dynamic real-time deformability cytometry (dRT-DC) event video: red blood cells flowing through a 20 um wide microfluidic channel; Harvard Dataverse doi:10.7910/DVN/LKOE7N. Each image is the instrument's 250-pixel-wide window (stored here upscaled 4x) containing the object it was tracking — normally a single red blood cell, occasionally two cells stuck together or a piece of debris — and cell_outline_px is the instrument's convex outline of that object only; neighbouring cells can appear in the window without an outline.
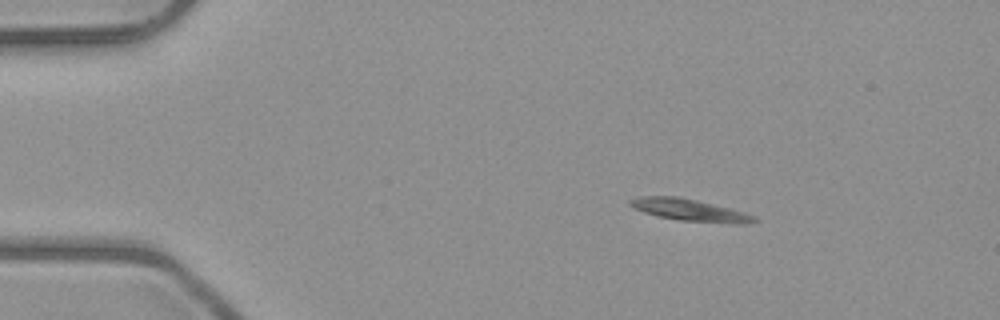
{"species": "common noctule bat (a hibernating species)", "species_latin": "Nyctalus noctula", "temperature_condition": "room temperature", "stored_images_in_passage": 3, "camera_frame_rate_fps": 3000, "um_per_image_px": 0.085, "animal": {"sex": "male", "body_mass_g": 23.1, "forearm_length_mm": 52.7}, "frame": {"image": 1, "passage_image": 2, "time_ms": 1.0, "image_size_px": [1000, 320], "cell_outline_px": [[760, 220], [744, 224], [740, 224], [680, 220], [660, 216], [644, 212], [628, 204], [628, 200], [640, 196], [680, 196], [744, 212], [756, 216]], "centroid_in_image_um": [58.65, 17.85], "position_along_channel_um": 26.4, "area_um2": 15.66}}